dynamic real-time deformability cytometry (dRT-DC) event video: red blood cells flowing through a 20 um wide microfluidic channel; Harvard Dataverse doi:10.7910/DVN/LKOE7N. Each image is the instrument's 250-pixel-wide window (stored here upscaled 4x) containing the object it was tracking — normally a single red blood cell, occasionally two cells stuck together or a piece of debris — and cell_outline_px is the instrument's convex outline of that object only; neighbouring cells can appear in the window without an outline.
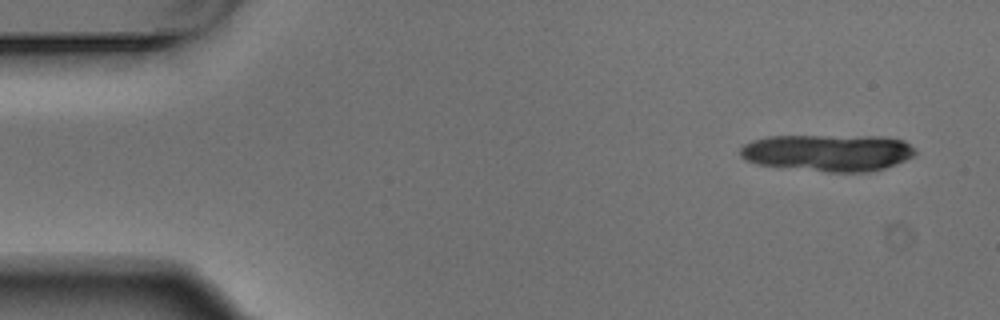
{"species": "Egyptian fruit bat (a non-hibernating species)", "species_latin": "Rousettus aegyptiacus", "temperature_condition": "warm", "stored_images_in_passage": 5, "camera_frame_rate_fps": 3000, "um_per_image_px": 0.085, "animal": {"sex": "male"}, "frame": {"image": 1, "passage_image": 1, "time_ms": 0.0, "image_size_px": [1000, 320], "cell_outline_px": [[916, 156], [896, 164], [884, 168], [868, 172], [828, 172], [756, 164], [744, 160], [740, 156], [740, 148], [744, 144], [752, 140], [768, 136], [884, 136], [904, 140], [916, 148]], "centroid_in_image_um": [70.41, 12.97], "position_along_channel_um": 14.6, "area_um2": 38.09}}
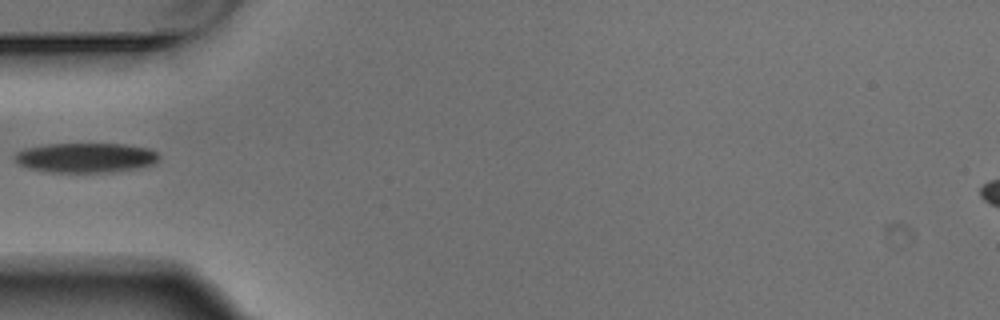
{"frame": {"image": 2, "passage_image": 5, "time_ms": 1.333, "image_size_px": [1000, 320], "cell_outline_px": [[160, 160], [156, 164], [116, 172], [48, 172], [28, 168], [20, 164], [12, 156], [16, 152], [24, 148], [48, 144], [124, 144], [148, 148], [156, 152], [160, 156]], "centroid_in_image_um": [7.31, 13.41], "position_along_channel_um": 77.7, "area_um2": 25.2}}